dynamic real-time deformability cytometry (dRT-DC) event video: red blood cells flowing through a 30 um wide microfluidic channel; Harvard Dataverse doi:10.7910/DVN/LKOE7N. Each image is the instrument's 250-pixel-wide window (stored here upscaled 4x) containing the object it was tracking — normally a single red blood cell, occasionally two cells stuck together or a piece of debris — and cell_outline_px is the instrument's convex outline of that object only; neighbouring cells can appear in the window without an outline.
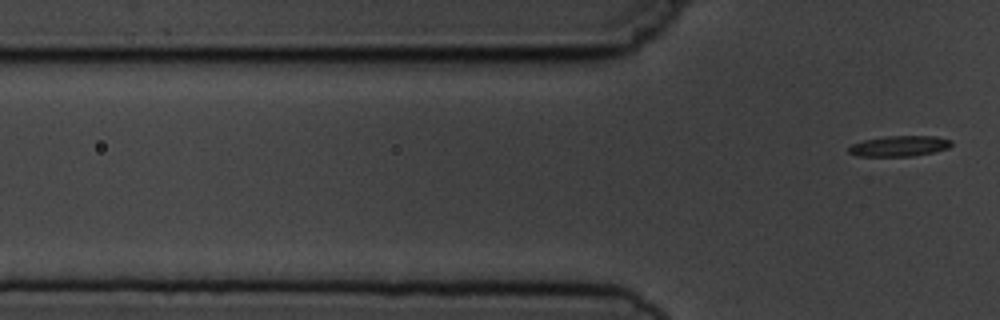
{"species": "common noctule bat (a hibernating species)", "species_latin": "Nyctalus noctula", "temperature_condition": "cold", "stored_images_in_passage": 4, "segment_of_instrument_passage": [2, 2], "camera_frame_rate_fps": 3000, "um_per_image_px": 0.085, "animal": {"sex": "male", "body_mass_g": 19.5, "forearm_length_mm": 54.6}, "frame": {"image": 1, "passage_image": 4, "time_ms": 3.667, "image_size_px": [1000, 320], "cell_outline_px": [[952, 144], [948, 148], [932, 152], [912, 156], [856, 156], [848, 152], [848, 148], [852, 144], [864, 140], [888, 136], [936, 136], [952, 140]], "centroid_in_image_um": [76.44, 12.41], "position_along_channel_um": 49.4, "area_um2": 12.25}}